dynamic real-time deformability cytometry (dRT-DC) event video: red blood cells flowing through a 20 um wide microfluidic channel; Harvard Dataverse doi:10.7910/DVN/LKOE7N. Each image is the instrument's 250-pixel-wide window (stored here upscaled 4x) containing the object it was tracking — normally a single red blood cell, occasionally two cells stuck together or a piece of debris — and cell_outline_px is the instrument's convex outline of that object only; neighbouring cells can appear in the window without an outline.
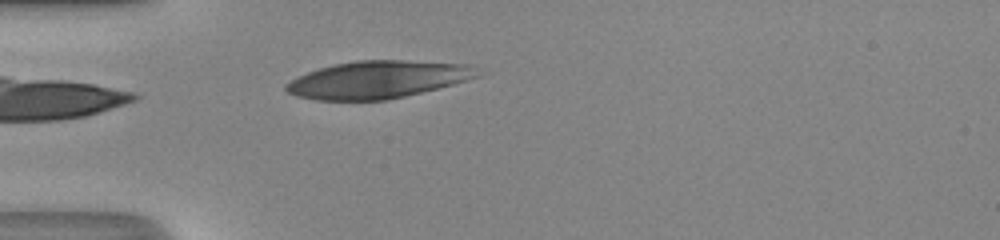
{"species": "human", "species_latin": "Homo sapiens", "temperature_condition": "room temperature", "stored_images_in_passage": 26, "camera_frame_rate_fps": 3000, "um_per_image_px": 0.085, "donor": {"sex": "male"}, "frame": {"image": 1, "passage_image": 1, "time_ms": 0.0, "image_size_px": [1000, 240], "cell_outline_px": [[480, 76], [468, 80], [388, 100], [316, 100], [296, 96], [288, 92], [284, 88], [284, 84], [308, 72], [332, 64], [356, 60], [404, 60], [472, 64]], "centroid_in_image_um": [32.1, 6.76], "position_along_channel_um": 52.9, "area_um2": 41.62}}
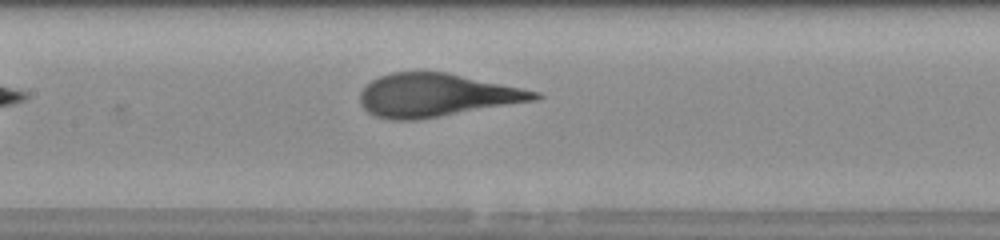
{"frame": {"image": 2, "passage_image": 10, "time_ms": 3.0, "image_size_px": [1000, 240], "cell_outline_px": [[544, 96], [536, 100], [416, 120], [392, 120], [376, 116], [368, 112], [360, 104], [360, 92], [364, 84], [380, 76], [392, 72], [448, 72], [540, 92]], "centroid_in_image_um": [37.06, 8.08], "position_along_channel_um": 170.3, "area_um2": 43.75}}
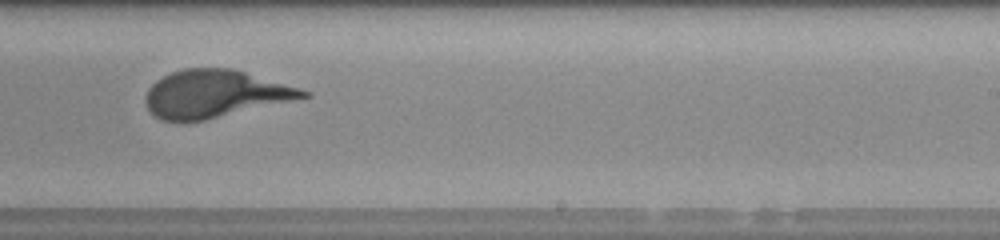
{"frame": {"image": 3, "passage_image": 17, "time_ms": 5.333, "image_size_px": [1000, 240], "cell_outline_px": [[312, 96], [204, 120], [160, 120], [148, 108], [144, 100], [148, 88], [156, 80], [172, 72], [184, 68], [232, 68], [300, 88], [312, 92]], "centroid_in_image_um": [18.27, 7.96], "position_along_channel_um": 270.7, "area_um2": 43.18}, "authors_computed_cell_mechanics": {"area_um2": 43.8413, "velocity_mm_per_s": 4.3185, "shape_relaxation_time_tau1_ms": 3.424, "shape_relaxation_time_tau2_ms": null, "deformation_change_tau1": 0.1943, "deformation_change_tau2": null}}